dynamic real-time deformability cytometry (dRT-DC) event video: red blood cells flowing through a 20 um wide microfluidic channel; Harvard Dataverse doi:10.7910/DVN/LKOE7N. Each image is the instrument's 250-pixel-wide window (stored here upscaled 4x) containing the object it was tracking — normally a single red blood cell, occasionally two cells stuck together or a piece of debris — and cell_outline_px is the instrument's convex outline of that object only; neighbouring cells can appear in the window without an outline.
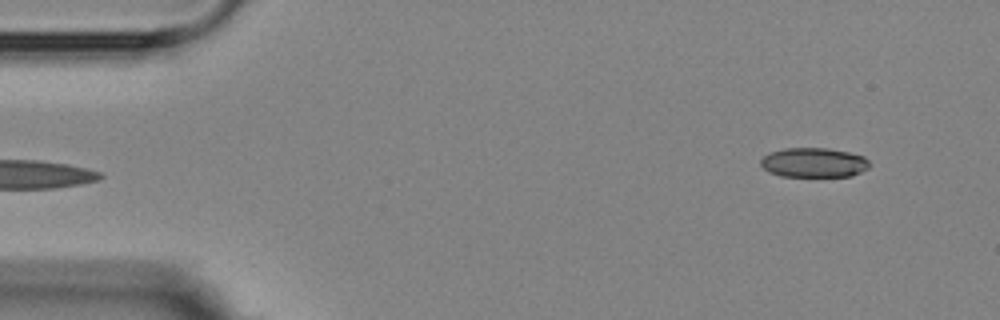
{"species": "Egyptian fruit bat (a non-hibernating species)", "species_latin": "Rousettus aegyptiacus", "temperature_condition": "room temperature", "stored_images_in_passage": 6, "segment_of_instrument_passage": [2, 2], "camera_frame_rate_fps": 3000, "um_per_image_px": 0.085, "animal": {"sex": "female"}, "frame": {"image": 1, "passage_image": 6, "time_ms": 5.667, "image_size_px": [1000, 320], "cell_outline_px": [[868, 168], [852, 176], [780, 176], [768, 172], [760, 164], [760, 160], [768, 152], [784, 148], [828, 148], [848, 152], [864, 156], [868, 160]], "centroid_in_image_um": [69.14, 13.81], "position_along_channel_um": 15.9, "area_um2": 18.79}}